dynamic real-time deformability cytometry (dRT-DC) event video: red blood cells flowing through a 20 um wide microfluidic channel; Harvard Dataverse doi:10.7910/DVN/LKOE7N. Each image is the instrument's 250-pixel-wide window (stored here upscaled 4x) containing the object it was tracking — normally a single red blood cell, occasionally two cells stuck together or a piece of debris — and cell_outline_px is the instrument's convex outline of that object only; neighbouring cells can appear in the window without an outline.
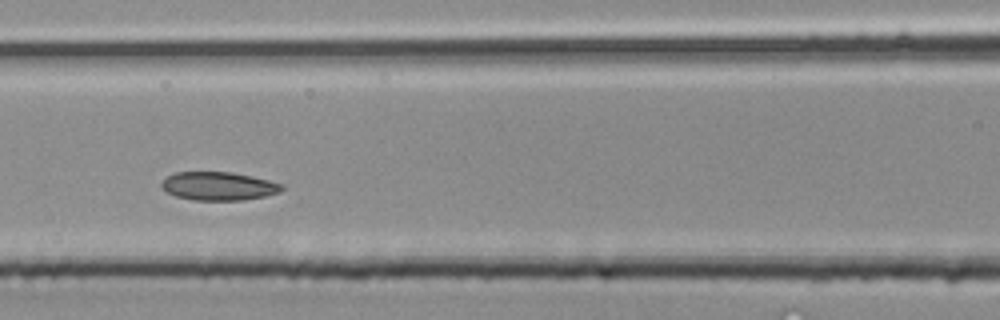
{"species": "common noctule bat (a hibernating species)", "species_latin": "Nyctalus noctula", "temperature_condition": "room temperature", "stored_images_in_passage": 4, "camera_frame_rate_fps": 3000, "um_per_image_px": 0.085, "animal": {"sex": "male", "body_mass_g": 20.4}, "frame": {"image": 1, "passage_image": 4, "time_ms": 1.0, "image_size_px": [1000, 320], "cell_outline_px": [[284, 188], [280, 192], [264, 196], [244, 200], [192, 200], [176, 196], [160, 188], [160, 184], [168, 176], [176, 172], [228, 172], [268, 180], [284, 184]], "centroid_in_image_um": [18.57, 15.83], "position_along_channel_um": 148.0, "area_um2": 19.77}}